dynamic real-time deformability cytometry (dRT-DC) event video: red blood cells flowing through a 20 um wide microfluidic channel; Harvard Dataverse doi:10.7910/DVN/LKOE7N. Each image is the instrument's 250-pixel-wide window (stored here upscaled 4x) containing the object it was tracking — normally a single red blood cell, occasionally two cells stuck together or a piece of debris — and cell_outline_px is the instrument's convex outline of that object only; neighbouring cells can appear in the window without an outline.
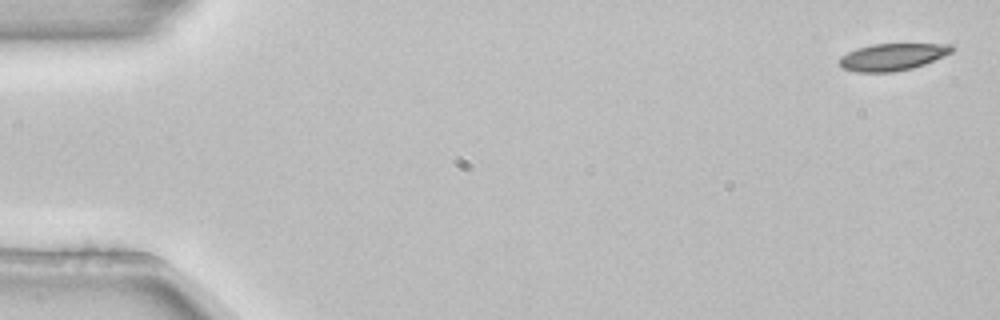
{"species": "common noctule bat (a hibernating species)", "species_latin": "Nyctalus noctula", "temperature_condition": "room temperature", "stored_images_in_passage": 5, "camera_frame_rate_fps": 3000, "um_per_image_px": 0.085, "animal": {"sex": "female", "body_mass_g": 22.7, "forearm_length_mm": 54.2}, "frame": {"image": 1, "passage_image": 1, "time_ms": 0.0, "image_size_px": [1000, 320], "cell_outline_px": [[956, 48], [952, 52], [924, 64], [912, 68], [892, 72], [856, 72], [844, 68], [840, 64], [840, 56], [856, 48], [872, 44], [952, 44]], "centroid_in_image_um": [75.87, 4.83], "position_along_channel_um": 9.1, "area_um2": 17.63}}